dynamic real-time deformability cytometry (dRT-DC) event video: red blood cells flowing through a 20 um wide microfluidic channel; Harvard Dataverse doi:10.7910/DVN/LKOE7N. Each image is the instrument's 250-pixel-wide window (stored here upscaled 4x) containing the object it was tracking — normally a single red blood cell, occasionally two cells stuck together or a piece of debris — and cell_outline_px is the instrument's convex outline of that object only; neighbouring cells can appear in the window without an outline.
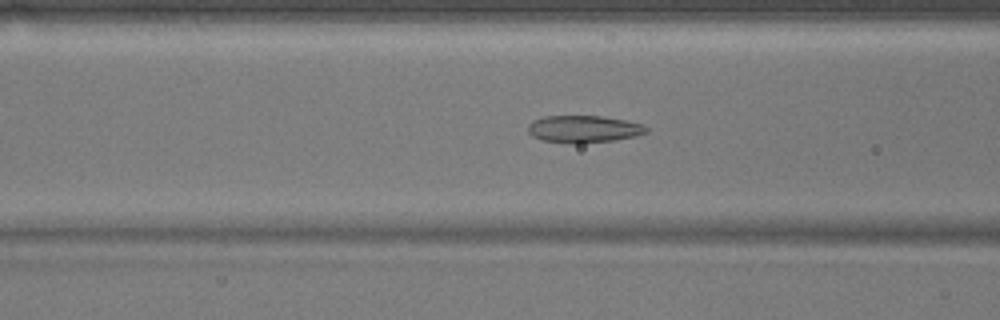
{"species": "common noctule bat (a hibernating species)", "species_latin": "Nyctalus noctula", "temperature_condition": "warm", "stored_images_in_passage": 34, "camera_frame_rate_fps": 3000, "um_per_image_px": 0.085, "animal": {"sex": "male", "body_mass_g": 17.9}, "frame": {"image": 1, "passage_image": 4, "time_ms": 1.0, "image_size_px": [1000, 320], "cell_outline_px": [[648, 132], [636, 136], [612, 140], [580, 144], [572, 144], [540, 140], [532, 136], [528, 132], [528, 124], [532, 120], [544, 116], [600, 116], [624, 120], [644, 124], [648, 128]], "centroid_in_image_um": [49.58, 10.98], "position_along_channel_um": 117.0, "area_um2": 18.96}}
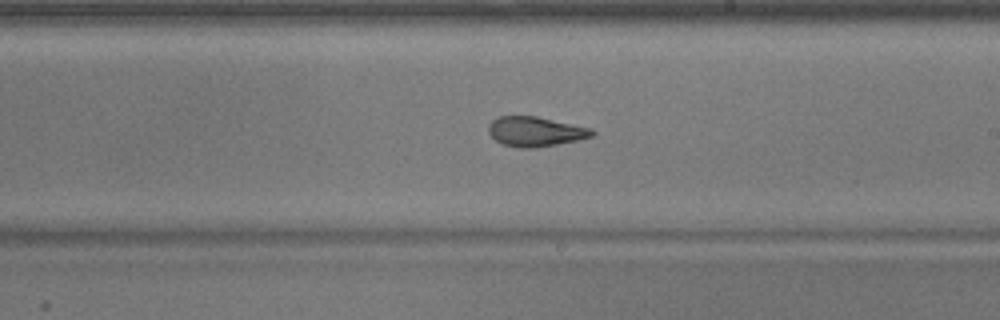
{"frame": {"image": 2, "passage_image": 14, "time_ms": 4.333, "image_size_px": [1000, 320], "cell_outline_px": [[596, 132], [592, 136], [576, 140], [536, 148], [520, 148], [504, 144], [496, 140], [488, 132], [488, 124], [496, 116], [536, 116], [592, 128]], "centroid_in_image_um": [45.49, 11.17], "position_along_channel_um": 243.5, "area_um2": 17.92}}
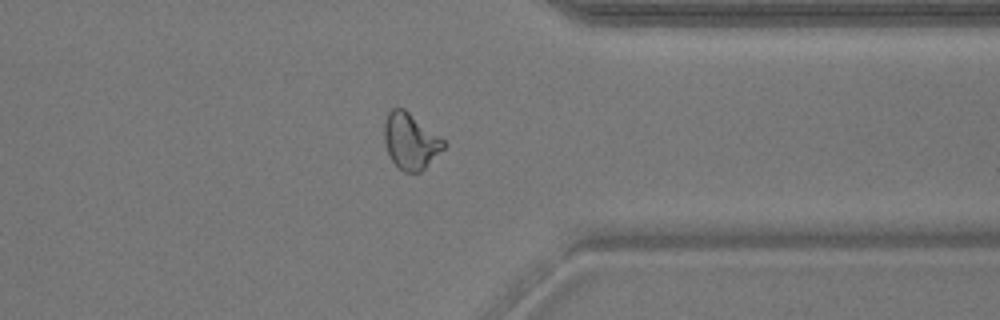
{"frame": {"image": 3, "passage_image": 25, "time_ms": 8.0, "image_size_px": [1000, 320], "cell_outline_px": [[448, 144], [420, 172], [404, 172], [392, 160], [388, 152], [384, 140], [384, 124], [388, 112], [392, 108], [404, 108], [444, 140]], "centroid_in_image_um": [34.89, 11.98], "position_along_channel_um": 376.5, "area_um2": 19.07}}